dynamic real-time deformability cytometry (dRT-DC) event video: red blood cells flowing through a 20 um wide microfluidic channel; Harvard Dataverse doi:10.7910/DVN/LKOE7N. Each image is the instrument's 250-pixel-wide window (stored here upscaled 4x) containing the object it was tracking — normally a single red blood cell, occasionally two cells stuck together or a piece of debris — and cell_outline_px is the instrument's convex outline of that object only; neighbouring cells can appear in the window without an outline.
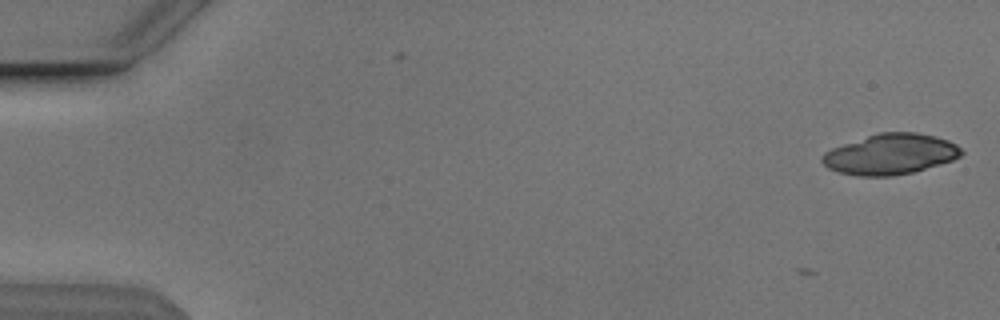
{"species": "Egyptian fruit bat (a non-hibernating species)", "species_latin": "Rousettus aegyptiacus", "temperature_condition": "cold", "stored_images_in_passage": 3, "camera_frame_rate_fps": 3000, "um_per_image_px": 0.085, "animal": {"sex": "male"}, "frame": {"image": 1, "passage_image": 3, "time_ms": 0.667, "image_size_px": [1000, 320], "cell_outline_px": [[964, 152], [960, 156], [952, 160], [940, 164], [912, 172], [892, 176], [856, 176], [840, 172], [828, 168], [820, 160], [820, 156], [824, 152], [832, 148], [876, 132], [916, 132], [936, 136], [948, 140], [956, 144]], "centroid_in_image_um": [75.67, 13.1], "position_along_channel_um": 9.3, "area_um2": 33.0}}